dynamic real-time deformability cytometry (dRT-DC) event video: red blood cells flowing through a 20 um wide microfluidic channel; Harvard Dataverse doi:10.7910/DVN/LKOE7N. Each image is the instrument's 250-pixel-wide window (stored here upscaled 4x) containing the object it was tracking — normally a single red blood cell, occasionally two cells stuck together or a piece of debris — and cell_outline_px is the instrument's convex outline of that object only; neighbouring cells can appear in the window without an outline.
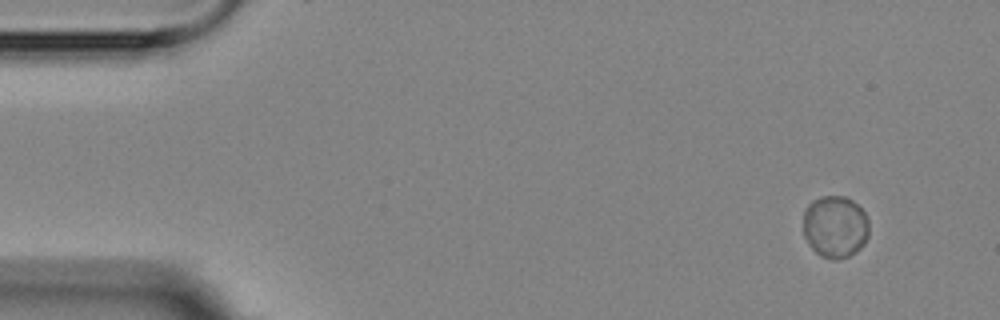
{"species": "Egyptian fruit bat (a non-hibernating species)", "species_latin": "Rousettus aegyptiacus", "temperature_condition": "room temperature", "stored_images_in_passage": 9, "camera_frame_rate_fps": 3000, "um_per_image_px": 0.085, "animal": {"sex": "female"}, "frame": {"image": 1, "passage_image": 1, "time_ms": 0.0, "image_size_px": [1000, 320], "cell_outline_px": [[868, 236], [864, 244], [856, 252], [848, 256], [836, 260], [832, 260], [820, 256], [808, 244], [804, 236], [804, 208], [812, 200], [824, 196], [844, 196], [852, 200], [864, 212], [868, 220]], "centroid_in_image_um": [70.97, 19.28], "position_along_channel_um": 14.0, "area_um2": 23.99}}
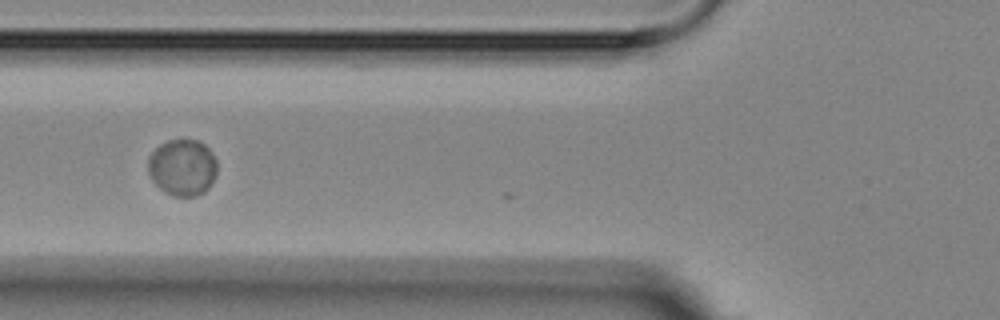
{"frame": {"image": 2, "passage_image": 6, "time_ms": 5.667, "image_size_px": [1000, 320], "cell_outline_px": [[216, 172], [212, 184], [204, 192], [196, 196], [176, 196], [164, 192], [152, 180], [148, 172], [148, 156], [160, 144], [168, 140], [200, 140], [212, 152], [216, 160]], "centroid_in_image_um": [15.51, 14.23], "position_along_channel_um": 110.3, "area_um2": 22.83}}
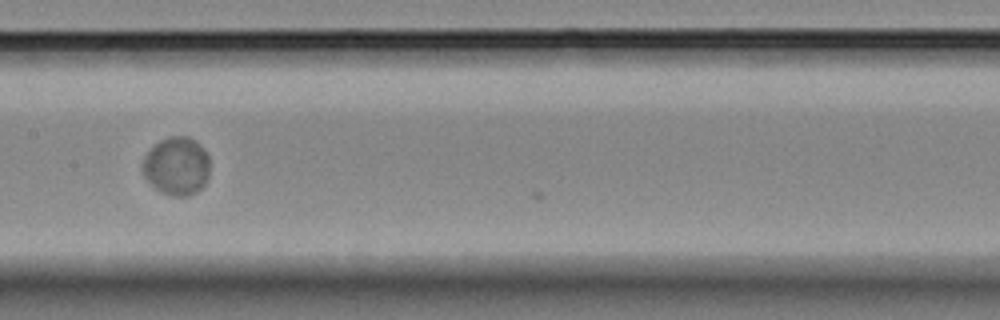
{"frame": {"image": 3, "passage_image": 8, "time_ms": 8.0, "image_size_px": [1000, 320], "cell_outline_px": [[208, 176], [204, 184], [196, 192], [188, 196], [172, 196], [156, 188], [144, 176], [144, 156], [160, 140], [168, 136], [188, 136], [208, 156]], "centroid_in_image_um": [15.01, 14.12], "position_along_channel_um": 192.4, "area_um2": 22.08}}